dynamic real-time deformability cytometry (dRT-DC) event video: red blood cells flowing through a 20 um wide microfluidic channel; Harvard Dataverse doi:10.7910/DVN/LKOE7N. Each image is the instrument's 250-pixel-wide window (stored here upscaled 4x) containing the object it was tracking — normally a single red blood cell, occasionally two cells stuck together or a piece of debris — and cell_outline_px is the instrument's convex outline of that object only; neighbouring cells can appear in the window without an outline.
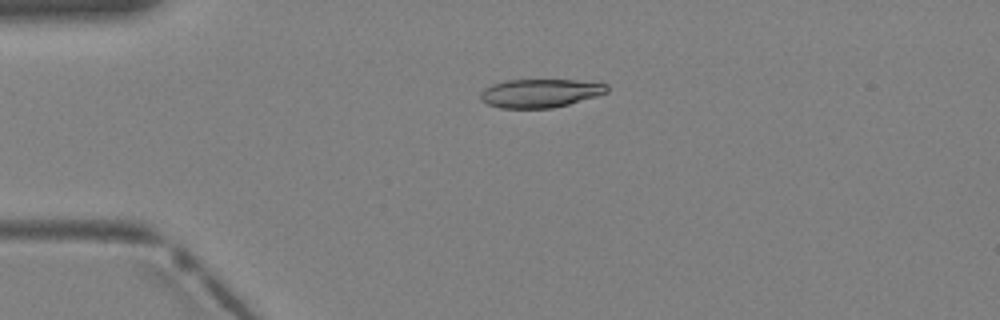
{"species": "Egyptian fruit bat (a non-hibernating species)", "species_latin": "Rousettus aegyptiacus", "temperature_condition": "warm", "stored_images_in_passage": 3, "camera_frame_rate_fps": 3000, "um_per_image_px": 0.085, "animal": {"sex": "female"}, "frame": {"image": 1, "passage_image": 2, "time_ms": 0.333, "image_size_px": [1000, 320], "cell_outline_px": [[608, 92], [596, 96], [568, 104], [552, 108], [500, 108], [488, 104], [480, 100], [480, 92], [484, 88], [492, 84], [508, 80], [576, 80], [608, 84]], "centroid_in_image_um": [45.89, 7.92], "position_along_channel_um": 39.1, "area_um2": 20.98}}
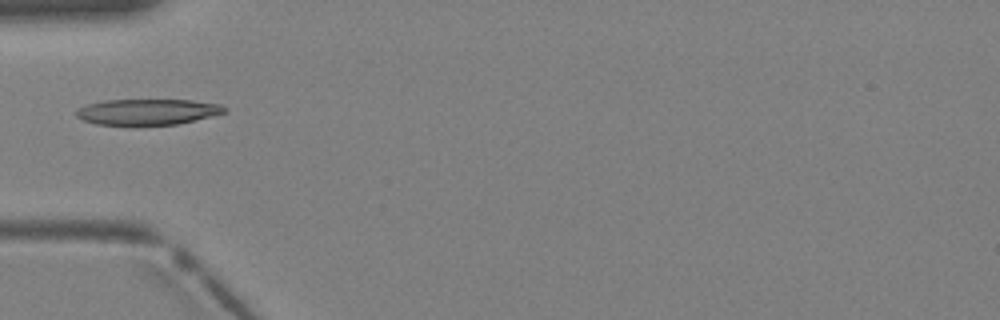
{"frame": {"image": 2, "passage_image": 3, "time_ms": 0.667, "image_size_px": [1000, 320], "cell_outline_px": [[228, 108], [224, 112], [176, 124], [128, 128], [96, 124], [84, 120], [76, 116], [76, 112], [80, 108], [88, 104], [104, 100], [192, 100], [220, 104]], "centroid_in_image_um": [12.47, 9.55], "position_along_channel_um": 72.5, "area_um2": 22.89}}